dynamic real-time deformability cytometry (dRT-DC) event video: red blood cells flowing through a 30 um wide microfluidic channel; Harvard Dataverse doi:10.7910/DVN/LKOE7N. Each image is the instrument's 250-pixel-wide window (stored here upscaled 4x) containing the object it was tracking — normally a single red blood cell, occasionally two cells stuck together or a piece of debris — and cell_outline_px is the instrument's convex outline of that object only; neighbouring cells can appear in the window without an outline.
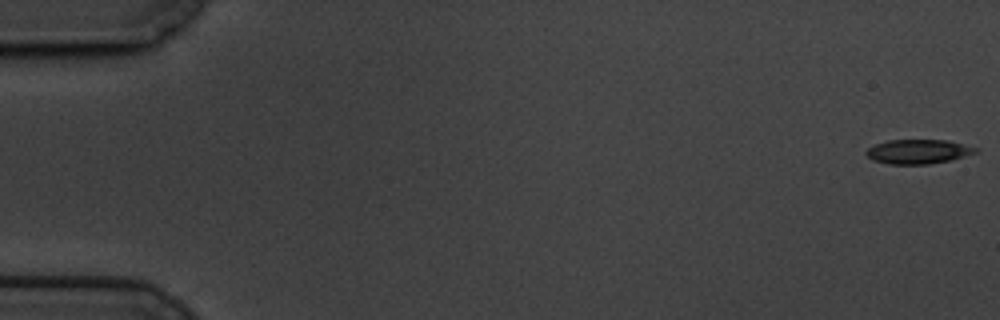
{"species": "common noctule bat (a hibernating species)", "species_latin": "Nyctalus noctula", "temperature_condition": "cold", "stored_images_in_passage": 60, "camera_frame_rate_fps": 3000, "um_per_image_px": 0.085, "animal": {"sex": "male", "body_mass_g": 19.5, "forearm_length_mm": 54.6}, "frame": {"image": 1, "passage_image": 1, "time_ms": 0.0, "image_size_px": [1000, 320], "cell_outline_px": [[980, 152], [952, 160], [928, 164], [888, 164], [872, 160], [864, 152], [868, 148], [876, 144], [888, 140], [944, 140], [976, 148]], "centroid_in_image_um": [78.03, 12.89], "position_along_channel_um": 7.0, "area_um2": 15.43}}
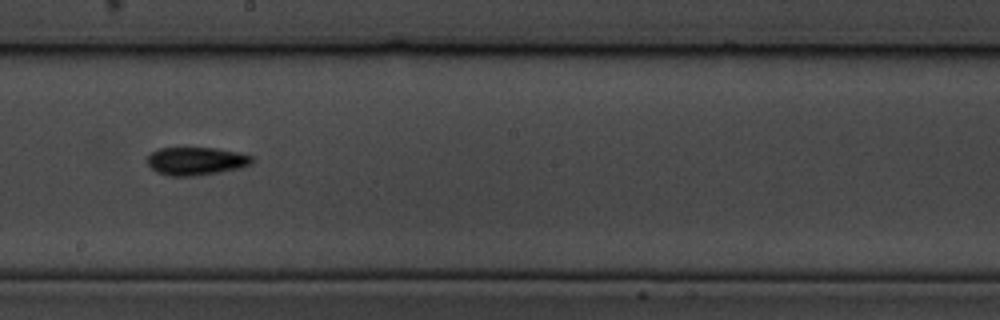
{"frame": {"image": 2, "passage_image": 34, "time_ms": 11.0, "image_size_px": [1000, 320], "cell_outline_px": [[256, 160], [252, 164], [240, 168], [220, 172], [192, 176], [168, 176], [156, 172], [148, 164], [148, 156], [152, 152], [160, 148], [216, 148], [240, 152], [252, 156]], "centroid_in_image_um": [16.72, 13.69], "position_along_channel_um": 231.5, "area_um2": 17.22}}
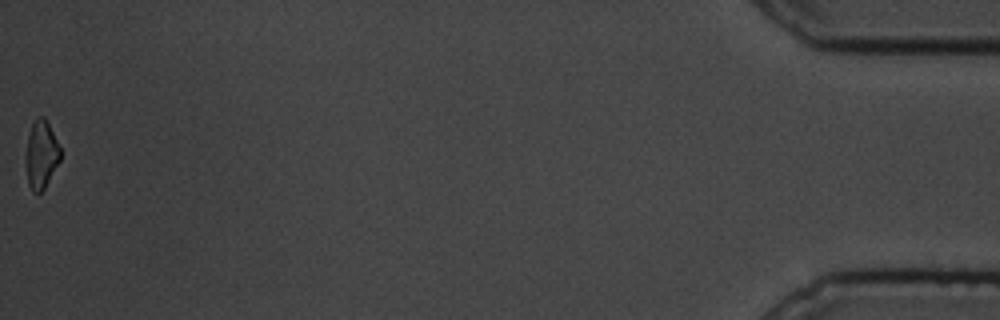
{"frame": {"image": 3, "passage_image": 60, "time_ms": 19.667, "image_size_px": [1000, 320], "cell_outline_px": [[60, 160], [44, 188], [36, 196], [32, 192], [28, 184], [24, 160], [28, 136], [32, 124], [36, 116], [44, 116], [60, 148]], "centroid_in_image_um": [3.46, 13.17], "position_along_channel_um": 431.7, "area_um2": 13.76}, "authors_computed_cell_mechanics": {"area_um2": 15.9817, "velocity_mm_per_s": 3.3977, "shape_relaxation_time_tau1_ms": 3.6754, "shape_relaxation_time_tau2_ms": 7.5488, "deformation_change_tau1": 0.109, "deformation_change_tau2": 0.149}}